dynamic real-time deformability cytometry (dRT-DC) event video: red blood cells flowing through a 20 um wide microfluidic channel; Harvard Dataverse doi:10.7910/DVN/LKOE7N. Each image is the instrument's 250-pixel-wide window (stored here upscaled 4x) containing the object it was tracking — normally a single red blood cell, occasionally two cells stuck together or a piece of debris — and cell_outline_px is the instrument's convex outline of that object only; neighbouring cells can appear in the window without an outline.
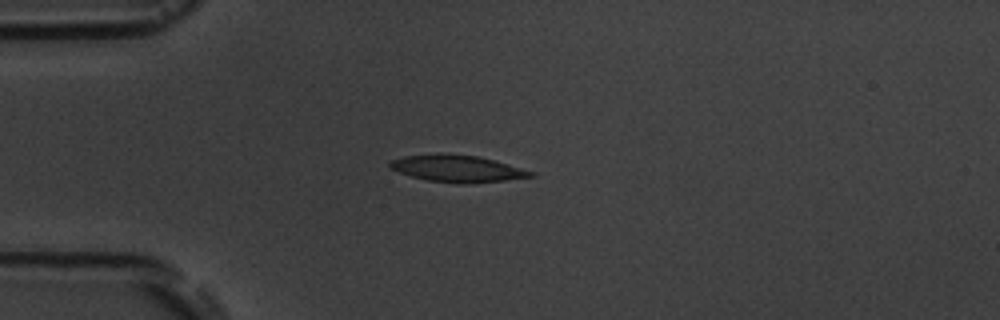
{"species": "common noctule bat (a hibernating species)", "species_latin": "Nyctalus noctula", "temperature_condition": "room temperature", "stored_images_in_passage": 5, "camera_frame_rate_fps": 3000, "um_per_image_px": 0.085, "animal": {"sex": "male", "body_mass_g": 19.5, "forearm_length_mm": 54.6}, "frame": {"image": 1, "passage_image": 1, "time_ms": 0.0, "image_size_px": [1000, 320], "cell_outline_px": [[536, 176], [504, 180], [468, 184], [456, 184], [428, 180], [412, 176], [388, 168], [388, 160], [404, 156], [440, 152], [444, 152], [476, 156], [492, 160], [536, 172]], "centroid_in_image_um": [38.81, 14.32], "position_along_channel_um": 46.2, "area_um2": 22.31}}
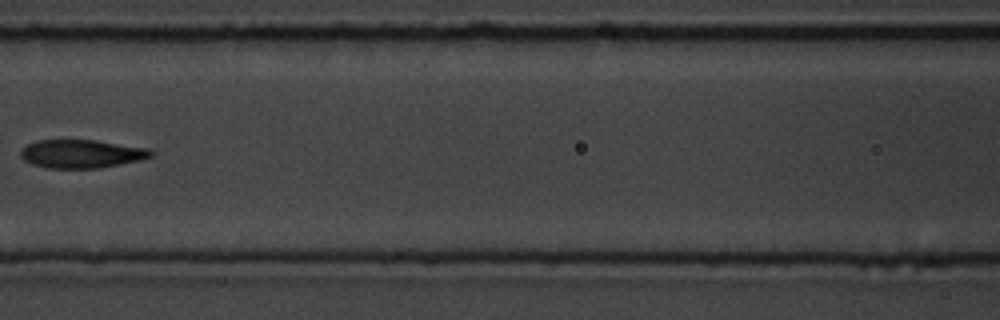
{"frame": {"image": 2, "passage_image": 4, "time_ms": 3.667, "image_size_px": [1000, 320], "cell_outline_px": [[156, 152], [152, 156], [140, 160], [100, 168], [48, 168], [32, 164], [24, 160], [20, 156], [20, 148], [36, 140], [96, 140], [148, 148]], "centroid_in_image_um": [6.92, 13.07], "position_along_channel_um": 159.7, "area_um2": 21.68}}
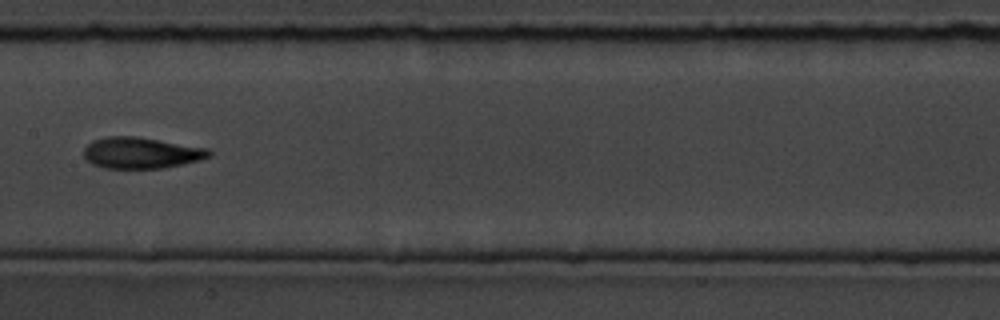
{"frame": {"image": 3, "passage_image": 5, "time_ms": 4.667, "image_size_px": [1000, 320], "cell_outline_px": [[212, 156], [200, 160], [164, 168], [104, 168], [92, 164], [84, 156], [84, 148], [92, 140], [108, 136], [136, 136], [208, 148], [212, 152]], "centroid_in_image_um": [12.01, 12.99], "position_along_channel_um": 195.4, "area_um2": 22.83}}